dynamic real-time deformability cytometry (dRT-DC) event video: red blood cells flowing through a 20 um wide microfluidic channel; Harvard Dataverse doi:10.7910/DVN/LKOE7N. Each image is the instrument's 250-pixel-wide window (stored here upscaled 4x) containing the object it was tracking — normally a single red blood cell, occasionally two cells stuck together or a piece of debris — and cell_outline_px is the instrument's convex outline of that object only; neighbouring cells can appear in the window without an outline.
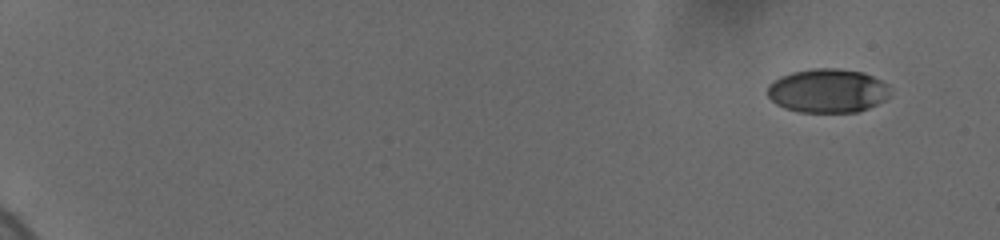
{"species": "human", "species_latin": "Homo sapiens", "temperature_condition": "cold", "stored_images_in_passage": 64, "camera_frame_rate_fps": 3000, "um_per_image_px": 0.085, "donor": {"sex": "female"}, "frame": {"image": 1, "passage_image": 1, "time_ms": 0.0, "image_size_px": [1000, 240], "cell_outline_px": [[888, 96], [884, 100], [868, 108], [856, 112], [800, 112], [784, 108], [776, 104], [768, 96], [768, 84], [780, 76], [792, 72], [812, 68], [836, 68], [864, 72], [880, 80], [888, 88]], "centroid_in_image_um": [70.3, 7.71], "position_along_channel_um": 14.7, "area_um2": 31.27}}
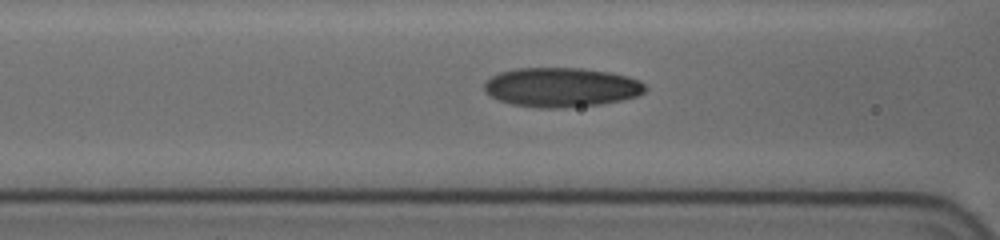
{"frame": {"image": 2, "passage_image": 36, "time_ms": 8.0, "image_size_px": [1000, 240], "cell_outline_px": [[648, 88], [644, 92], [636, 96], [620, 100], [600, 104], [556, 108], [540, 108], [512, 104], [500, 100], [484, 92], [484, 84], [492, 76], [500, 72], [516, 68], [580, 68], [612, 72], [628, 76], [640, 80]], "centroid_in_image_um": [47.73, 7.41], "position_along_channel_um": 118.9, "area_um2": 36.88}}
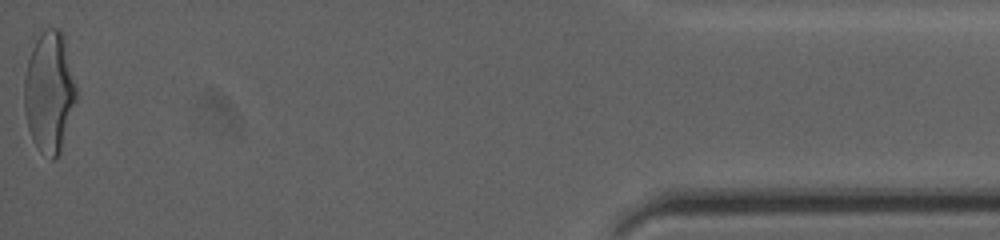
{"frame": {"image": 3, "passage_image": 64, "time_ms": 18.333, "image_size_px": [1000, 240], "cell_outline_px": [[76, 100], [60, 152], [52, 160], [40, 152], [32, 140], [28, 128], [24, 112], [24, 80], [28, 60], [32, 48], [36, 40], [48, 28], [60, 28], [64, 32], [76, 88]], "centroid_in_image_um": [4.19, 7.82], "position_along_channel_um": 431.0, "area_um2": 36.59}, "authors_computed_cell_mechanics": {"area_um2": 33.7841, "velocity_mm_per_s": 3.7082, "shape_relaxation_time_tau1_ms": 4.4948, "shape_relaxation_time_tau2_ms": 1.6747, "deformation_change_tau1": 0.184, "deformation_change_tau2": 0.0641}}